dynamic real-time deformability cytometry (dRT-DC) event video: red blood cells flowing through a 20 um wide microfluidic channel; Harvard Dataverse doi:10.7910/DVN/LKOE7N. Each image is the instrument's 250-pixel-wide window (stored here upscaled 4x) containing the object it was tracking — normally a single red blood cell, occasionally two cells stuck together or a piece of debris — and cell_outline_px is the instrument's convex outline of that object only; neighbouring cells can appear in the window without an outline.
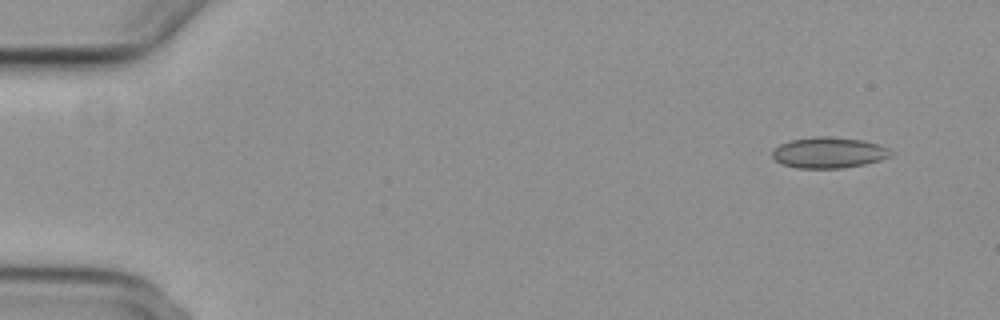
{"species": "common noctule bat (a hibernating species)", "species_latin": "Nyctalus noctula", "temperature_condition": "cold", "stored_images_in_passage": 7, "camera_frame_rate_fps": 3000, "um_per_image_px": 0.085, "animal": {"sex": "female", "body_mass_g": 29.2, "forearm_length_mm": 56.3}, "frame": {"image": 1, "passage_image": 1, "time_ms": 0.0, "image_size_px": [1000, 320], "cell_outline_px": [[888, 156], [880, 160], [864, 164], [840, 168], [796, 168], [784, 164], [776, 160], [772, 156], [772, 152], [780, 144], [788, 140], [816, 136], [832, 136], [864, 140], [888, 148]], "centroid_in_image_um": [70.39, 12.96], "position_along_channel_um": 14.6, "area_um2": 21.1}}
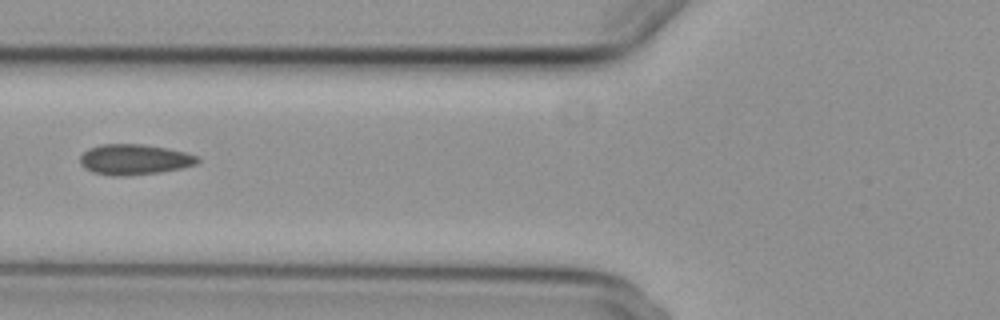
{"frame": {"image": 2, "passage_image": 6, "time_ms": 6.0, "image_size_px": [1000, 320], "cell_outline_px": [[200, 160], [196, 164], [180, 168], [160, 172], [124, 176], [112, 176], [92, 172], [84, 168], [80, 164], [80, 156], [88, 148], [100, 144], [140, 144], [168, 148], [184, 152], [196, 156]], "centroid_in_image_um": [11.37, 13.56], "position_along_channel_um": 114.4, "area_um2": 20.87}}
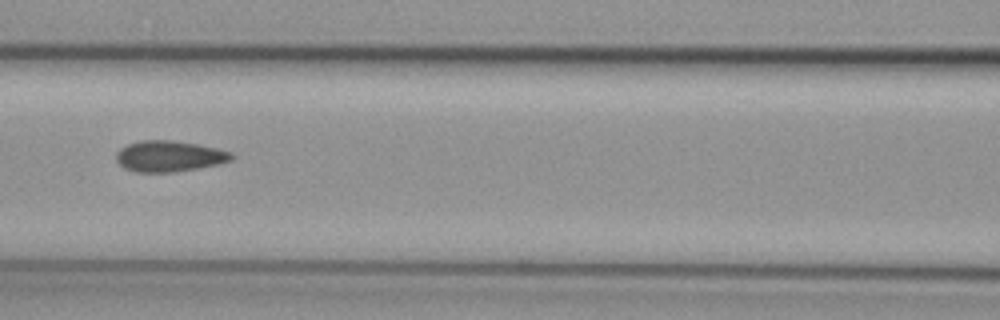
{"frame": {"image": 3, "passage_image": 7, "time_ms": 7.0, "image_size_px": [1000, 320], "cell_outline_px": [[236, 156], [232, 160], [220, 164], [200, 168], [176, 172], [136, 172], [124, 168], [116, 160], [116, 152], [120, 148], [128, 144], [140, 140], [172, 140], [196, 144], [216, 148], [232, 152]], "centroid_in_image_um": [14.41, 13.28], "position_along_channel_um": 152.2, "area_um2": 21.04}}